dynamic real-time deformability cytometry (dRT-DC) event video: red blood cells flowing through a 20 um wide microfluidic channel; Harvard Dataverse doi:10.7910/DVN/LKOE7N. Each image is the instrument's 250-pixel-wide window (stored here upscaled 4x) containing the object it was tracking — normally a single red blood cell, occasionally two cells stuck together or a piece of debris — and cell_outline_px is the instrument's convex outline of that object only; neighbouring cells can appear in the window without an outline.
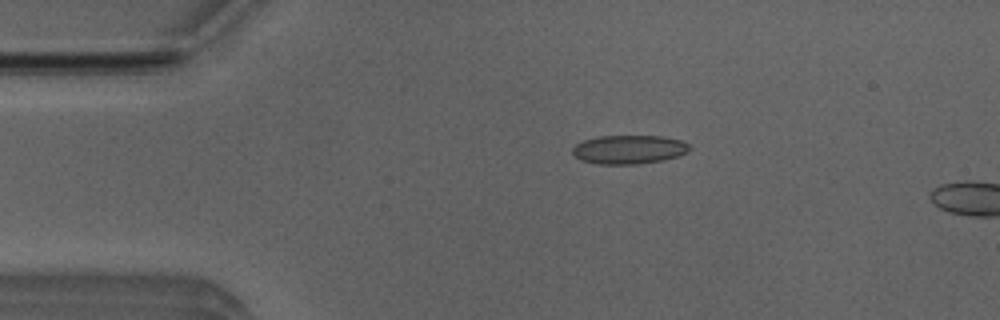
{"species": "Egyptian fruit bat (a non-hibernating species)", "species_latin": "Rousettus aegyptiacus", "temperature_condition": "room temperature", "stored_images_in_passage": 4, "camera_frame_rate_fps": 3000, "um_per_image_px": 0.085, "animal": {"sex": "male"}, "frame": {"image": 1, "passage_image": 3, "time_ms": 0.667, "image_size_px": [1000, 320], "cell_outline_px": [[692, 148], [688, 152], [664, 160], [636, 164], [596, 164], [580, 160], [572, 152], [572, 148], [576, 144], [584, 140], [600, 136], [664, 136], [680, 140], [688, 144]], "centroid_in_image_um": [53.46, 12.71], "position_along_channel_um": 31.5, "area_um2": 19.65}}